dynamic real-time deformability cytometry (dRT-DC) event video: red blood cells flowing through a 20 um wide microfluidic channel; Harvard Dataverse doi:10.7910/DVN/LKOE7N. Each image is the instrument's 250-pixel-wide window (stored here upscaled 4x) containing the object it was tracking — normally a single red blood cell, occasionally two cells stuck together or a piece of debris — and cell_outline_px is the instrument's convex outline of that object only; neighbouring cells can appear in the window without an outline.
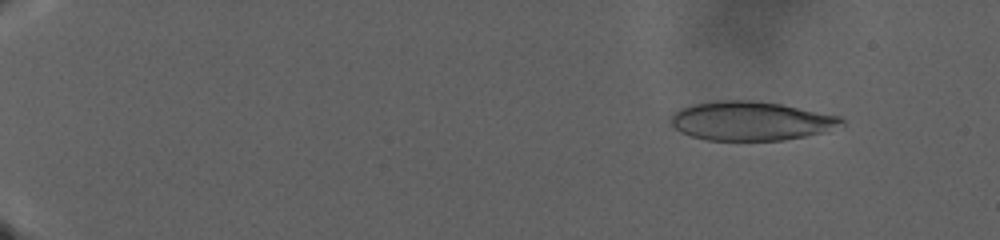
{"species": "human", "species_latin": "Homo sapiens", "temperature_condition": "warm", "stored_images_in_passage": 129, "camera_frame_rate_fps": 3000, "um_per_image_px": 0.085, "donor": {"sex": "male"}, "frame": {"image": 1, "passage_image": 16, "time_ms": 5.0, "image_size_px": [1000, 240], "cell_outline_px": [[844, 124], [820, 132], [804, 136], [784, 140], [708, 140], [692, 136], [680, 132], [672, 124], [672, 116], [680, 108], [692, 104], [720, 100], [752, 100], [780, 104], [840, 116], [844, 120]], "centroid_in_image_um": [63.81, 10.27], "position_along_channel_um": 21.2, "area_um2": 38.32}}
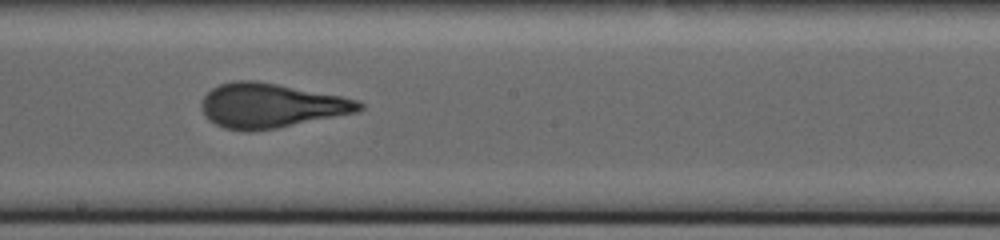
{"frame": {"image": 2, "passage_image": 81, "time_ms": 26.667, "image_size_px": [1000, 240], "cell_outline_px": [[364, 108], [356, 112], [276, 128], [252, 132], [244, 132], [224, 128], [208, 120], [204, 116], [200, 104], [204, 96], [212, 88], [220, 84], [236, 80], [256, 80], [340, 96], [356, 100], [364, 104]], "centroid_in_image_um": [22.96, 8.98], "position_along_channel_um": 225.2, "area_um2": 40.75}}
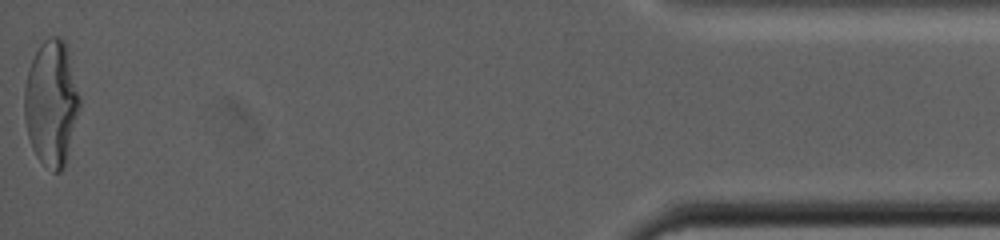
{"frame": {"image": 3, "passage_image": 129, "time_ms": 42.667, "image_size_px": [1000, 240], "cell_outline_px": [[80, 108], [64, 168], [60, 172], [52, 172], [36, 156], [32, 148], [28, 136], [24, 116], [24, 88], [28, 68], [40, 44], [48, 36], [56, 36], [64, 40], [68, 48], [80, 96]], "centroid_in_image_um": [4.37, 8.75], "position_along_channel_um": 430.8, "area_um2": 40.69}}